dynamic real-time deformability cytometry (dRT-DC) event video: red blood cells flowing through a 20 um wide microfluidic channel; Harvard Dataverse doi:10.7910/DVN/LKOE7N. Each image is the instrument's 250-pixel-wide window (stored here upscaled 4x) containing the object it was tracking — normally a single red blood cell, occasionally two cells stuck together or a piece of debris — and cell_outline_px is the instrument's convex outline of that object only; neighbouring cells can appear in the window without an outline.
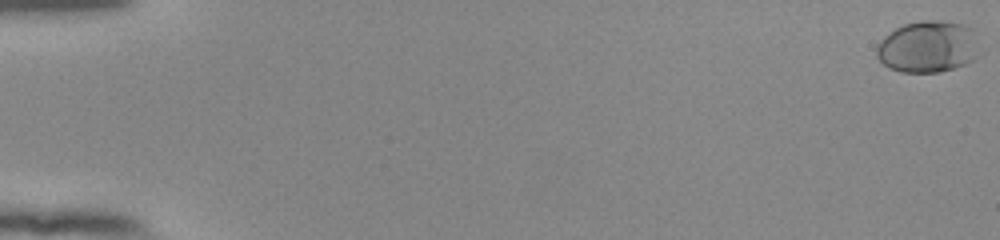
{"species": "human", "species_latin": "Homo sapiens", "temperature_condition": "room temperature", "stored_images_in_passage": 56, "camera_frame_rate_fps": 3000, "um_per_image_px": 0.085, "donor": {"sex": "female"}, "frame": {"image": 1, "passage_image": 1, "time_ms": 0.0, "image_size_px": [1000, 240], "cell_outline_px": [[972, 60], [964, 64], [940, 72], [900, 72], [888, 68], [876, 56], [876, 48], [880, 40], [884, 36], [896, 28], [904, 24], [920, 20], [940, 20], [968, 24], [972, 28]], "centroid_in_image_um": [78.75, 3.96], "position_along_channel_um": 6.2, "area_um2": 30.35}}
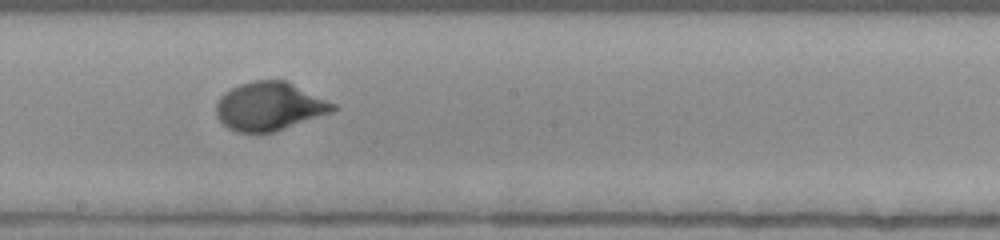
{"frame": {"image": 2, "passage_image": 33, "time_ms": 10.667, "image_size_px": [1000, 240], "cell_outline_px": [[340, 108], [332, 112], [272, 132], [236, 132], [228, 128], [216, 116], [216, 104], [220, 96], [224, 92], [240, 84], [252, 80], [284, 80], [336, 104]], "centroid_in_image_um": [22.88, 9.03], "position_along_channel_um": 225.3, "area_um2": 32.66}}
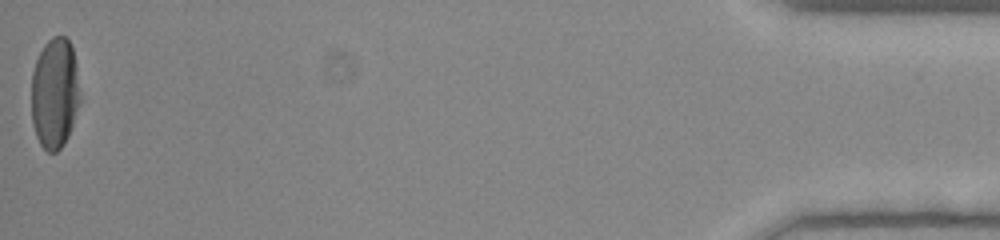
{"frame": {"image": 3, "passage_image": 56, "time_ms": 18.333, "image_size_px": [1000, 240], "cell_outline_px": [[80, 100], [68, 136], [64, 144], [56, 152], [48, 152], [40, 144], [36, 136], [32, 124], [32, 72], [36, 60], [44, 44], [52, 36], [64, 36], [72, 44], [76, 64], [80, 92]], "centroid_in_image_um": [4.65, 7.91], "position_along_channel_um": 430.5, "area_um2": 31.5}, "authors_computed_cell_mechanics": {"area_um2": 31.212, "velocity_mm_per_s": 3.8164, "shape_relaxation_time_tau1_ms": 3.3412, "shape_relaxation_time_tau2_ms": null, "deformation_change_tau1": 0.1672, "deformation_change_tau2": null}}